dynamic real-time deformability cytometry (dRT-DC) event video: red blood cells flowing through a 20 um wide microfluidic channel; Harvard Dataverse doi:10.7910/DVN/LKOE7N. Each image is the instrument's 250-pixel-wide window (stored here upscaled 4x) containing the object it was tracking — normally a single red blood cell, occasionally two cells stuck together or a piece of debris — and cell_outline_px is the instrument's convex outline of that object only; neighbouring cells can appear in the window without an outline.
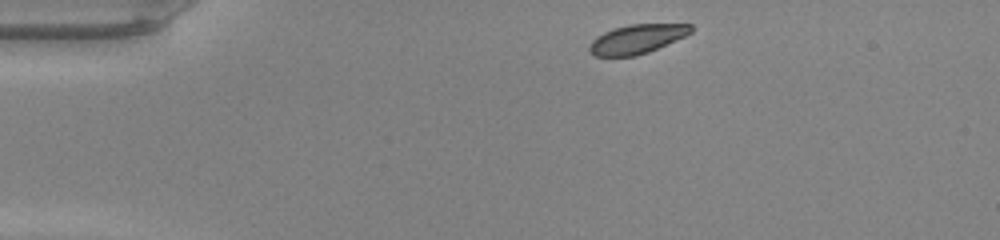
{"species": "common noctule bat (a hibernating species)", "species_latin": "Nyctalus noctula", "temperature_condition": "warm", "stored_images_in_passage": 41, "camera_frame_rate_fps": 3000, "um_per_image_px": 0.085, "animal": {"sex": "male", "body_mass_g": 20.0, "forearm_length_mm": 53.3}, "frame": {"image": 1, "passage_image": 1, "time_ms": 0.0, "image_size_px": [1000, 240], "cell_outline_px": [[692, 32], [684, 36], [648, 52], [636, 56], [592, 56], [588, 48], [588, 44], [596, 36], [604, 32], [628, 24], [692, 24]], "centroid_in_image_um": [54.09, 3.32], "position_along_channel_um": 30.9, "area_um2": 17.17}}
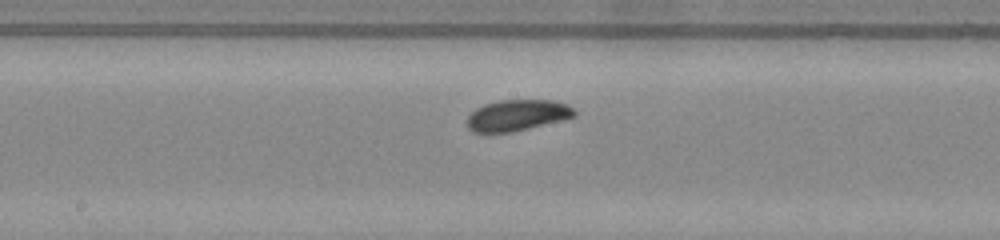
{"frame": {"image": 2, "passage_image": 18, "time_ms": 5.667, "image_size_px": [1000, 240], "cell_outline_px": [[576, 116], [512, 132], [472, 132], [464, 124], [468, 116], [476, 108], [484, 104], [500, 100], [552, 100], [568, 104], [576, 112]], "centroid_in_image_um": [43.92, 9.79], "position_along_channel_um": 204.3, "area_um2": 19.42}}
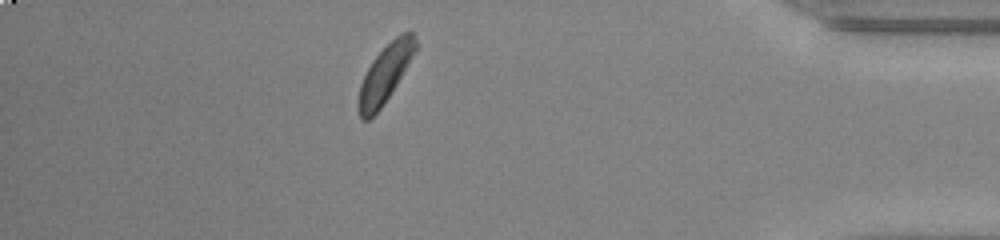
{"frame": {"image": 3, "passage_image": 35, "time_ms": 11.333, "image_size_px": [1000, 240], "cell_outline_px": [[416, 52], [396, 84], [380, 108], [368, 120], [360, 120], [356, 108], [356, 104], [360, 84], [372, 60], [400, 32], [412, 32], [416, 40]], "centroid_in_image_um": [32.7, 6.3], "position_along_channel_um": 402.5, "area_um2": 18.96}, "authors_computed_cell_mechanics": {"area_um2": 19.1896, "velocity_mm_per_s": 4.1946, "shape_relaxation_time_tau1_ms": 3.5623, "shape_relaxation_time_tau2_ms": null, "deformation_change_tau1": 0.1189, "deformation_change_tau2": null}}